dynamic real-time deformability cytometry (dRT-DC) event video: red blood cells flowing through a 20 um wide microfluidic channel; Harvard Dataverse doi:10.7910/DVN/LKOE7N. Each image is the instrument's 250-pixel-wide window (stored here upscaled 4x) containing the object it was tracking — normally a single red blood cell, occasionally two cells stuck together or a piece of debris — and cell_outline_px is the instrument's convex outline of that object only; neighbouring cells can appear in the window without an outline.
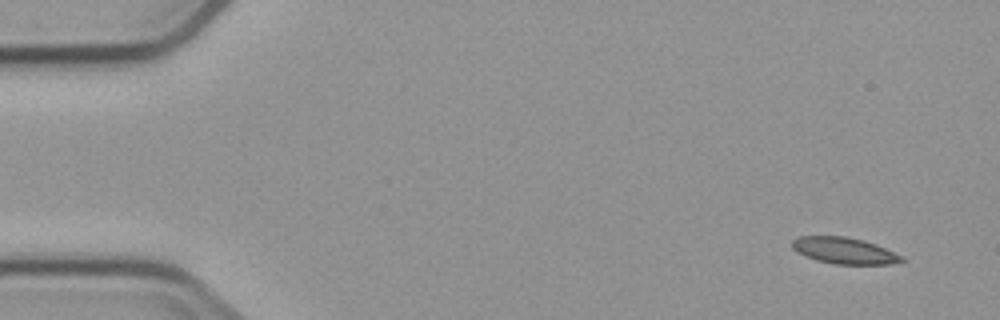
{"species": "common noctule bat (a hibernating species)", "species_latin": "Nyctalus noctula", "temperature_condition": "cold", "stored_images_in_passage": 7, "camera_frame_rate_fps": 3000, "um_per_image_px": 0.085, "animal": {"sex": "male", "body_mass_g": 23.1, "forearm_length_mm": 52.7}, "frame": {"image": 1, "passage_image": 1, "time_ms": 0.0, "image_size_px": [1000, 320], "cell_outline_px": [[904, 260], [888, 264], [836, 264], [816, 260], [804, 256], [796, 252], [792, 248], [792, 240], [800, 236], [844, 236], [864, 240], [876, 244], [904, 256]], "centroid_in_image_um": [71.74, 21.3], "position_along_channel_um": 13.3, "area_um2": 16.88}}
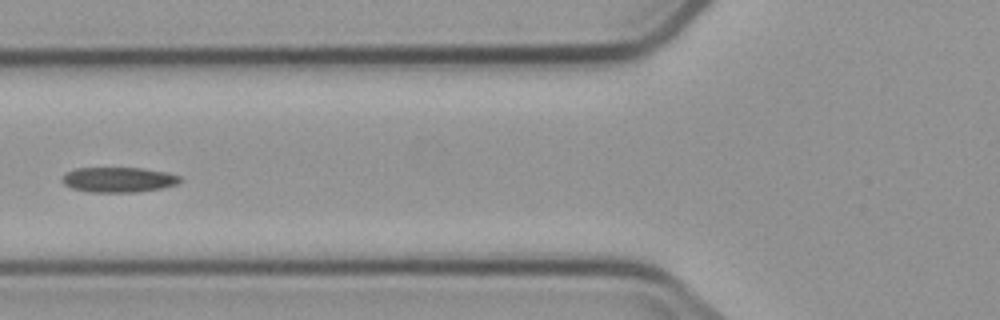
{"frame": {"image": 2, "passage_image": 6, "time_ms": 6.0, "image_size_px": [1000, 320], "cell_outline_px": [[180, 180], [176, 184], [160, 188], [136, 192], [88, 192], [72, 188], [64, 184], [60, 180], [68, 172], [76, 168], [140, 168], [168, 172], [180, 176]], "centroid_in_image_um": [10.06, 15.27], "position_along_channel_um": 115.7, "area_um2": 17.11}}
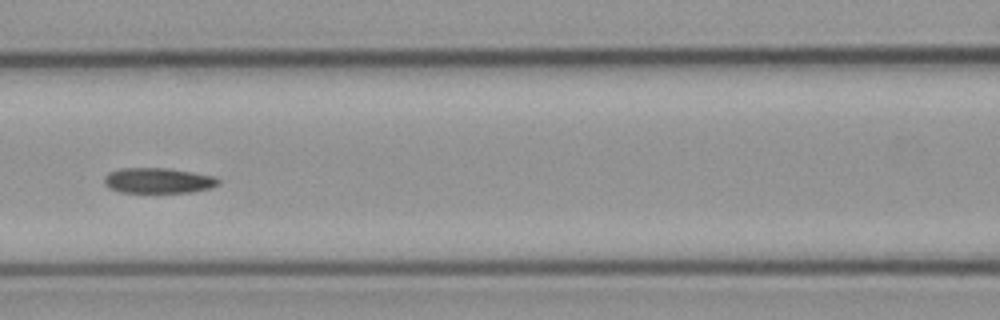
{"frame": {"image": 3, "passage_image": 7, "time_ms": 7.0, "image_size_px": [1000, 320], "cell_outline_px": [[220, 184], [212, 188], [192, 192], [120, 192], [108, 188], [104, 184], [104, 176], [108, 172], [120, 168], [168, 168], [216, 176], [220, 180]], "centroid_in_image_um": [13.45, 15.34], "position_along_channel_um": 153.1, "area_um2": 17.11}}